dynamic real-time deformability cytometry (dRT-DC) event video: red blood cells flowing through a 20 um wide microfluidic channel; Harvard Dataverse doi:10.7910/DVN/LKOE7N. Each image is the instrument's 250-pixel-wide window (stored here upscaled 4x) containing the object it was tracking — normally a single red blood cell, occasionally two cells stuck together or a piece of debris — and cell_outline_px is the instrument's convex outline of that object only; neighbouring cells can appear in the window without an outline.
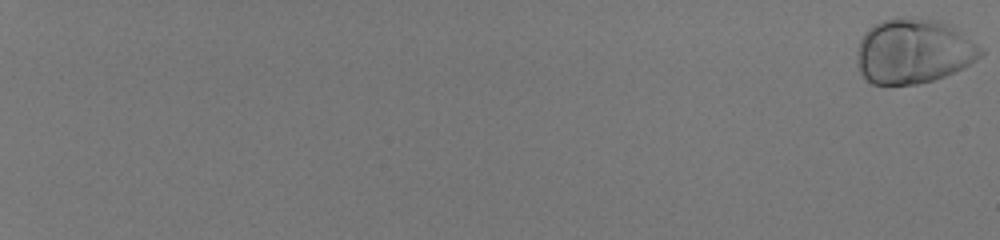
{"species": "human", "species_latin": "Homo sapiens", "temperature_condition": "room temperature", "stored_images_in_passage": 25, "camera_frame_rate_fps": 3000, "um_per_image_px": 0.085, "donor": {"sex": "male"}, "frame": {"image": 1, "passage_image": 1, "time_ms": 0.0, "image_size_px": [1000, 240], "cell_outline_px": [[984, 52], [976, 60], [964, 68], [944, 76], [932, 80], [916, 84], [872, 84], [860, 72], [856, 56], [856, 48], [864, 32], [872, 24], [884, 20], [940, 20], [956, 28], [984, 48]], "centroid_in_image_um": [77.66, 4.38], "position_along_channel_um": 7.3, "area_um2": 46.36}}
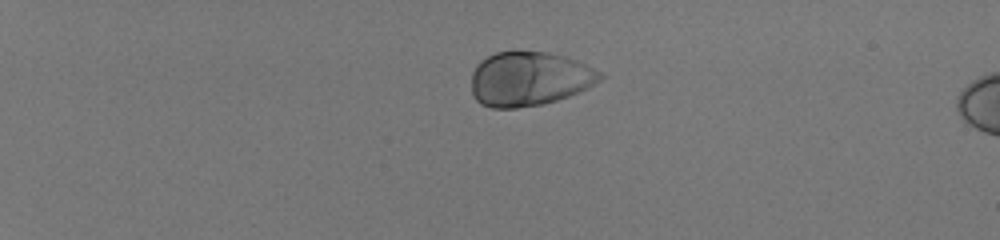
{"frame": {"image": 2, "passage_image": 18, "time_ms": 5.667, "image_size_px": [1000, 240], "cell_outline_px": [[604, 76], [600, 80], [588, 88], [568, 96], [544, 104], [516, 108], [492, 108], [480, 104], [472, 96], [472, 72], [476, 64], [480, 60], [496, 52], [548, 52], [564, 56], [576, 60], [600, 72]], "centroid_in_image_um": [44.95, 6.71], "position_along_channel_um": 40.0, "area_um2": 40.69}}